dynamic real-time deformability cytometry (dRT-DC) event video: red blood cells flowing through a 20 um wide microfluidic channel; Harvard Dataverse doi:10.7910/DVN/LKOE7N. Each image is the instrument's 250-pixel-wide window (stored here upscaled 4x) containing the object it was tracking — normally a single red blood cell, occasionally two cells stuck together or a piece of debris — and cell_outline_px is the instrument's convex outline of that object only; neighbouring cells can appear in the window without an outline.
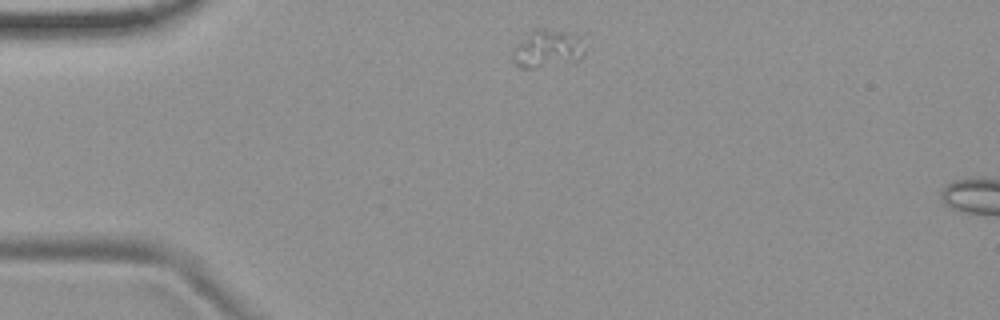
{"species": "common noctule bat (a hibernating species)", "species_latin": "Nyctalus noctula", "temperature_condition": "room temperature", "stored_images_in_passage": 5, "camera_frame_rate_fps": 3000, "um_per_image_px": 0.085, "animal": {"sex": "female", "body_mass_g": 19.9}, "frame": {"image": 1, "passage_image": 1, "time_ms": 0.0, "image_size_px": [1000, 320], "cell_outline_px": [[584, 56], [580, 60], [532, 68], [520, 68], [512, 60], [512, 48], [536, 28], [540, 28], [568, 32], [576, 36], [584, 48]], "centroid_in_image_um": [46.5, 4.16], "position_along_channel_um": 38.5, "area_um2": 15.61}}